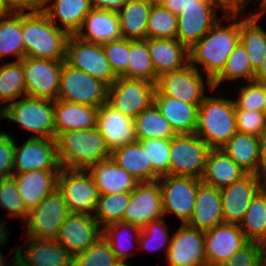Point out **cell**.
Returning <instances> with one entry per match:
<instances>
[{"label":"cell","mask_w":266,"mask_h":266,"mask_svg":"<svg viewBox=\"0 0 266 266\" xmlns=\"http://www.w3.org/2000/svg\"><path fill=\"white\" fill-rule=\"evenodd\" d=\"M28 249L15 248L16 254L30 266H73L74 257L55 239H33ZM22 250V251H21Z\"/></svg>","instance_id":"25"},{"label":"cell","mask_w":266,"mask_h":266,"mask_svg":"<svg viewBox=\"0 0 266 266\" xmlns=\"http://www.w3.org/2000/svg\"><path fill=\"white\" fill-rule=\"evenodd\" d=\"M115 266H129L127 262H120L119 264Z\"/></svg>","instance_id":"70"},{"label":"cell","mask_w":266,"mask_h":266,"mask_svg":"<svg viewBox=\"0 0 266 266\" xmlns=\"http://www.w3.org/2000/svg\"><path fill=\"white\" fill-rule=\"evenodd\" d=\"M120 262L109 243L101 237L74 257L73 266H115Z\"/></svg>","instance_id":"46"},{"label":"cell","mask_w":266,"mask_h":266,"mask_svg":"<svg viewBox=\"0 0 266 266\" xmlns=\"http://www.w3.org/2000/svg\"><path fill=\"white\" fill-rule=\"evenodd\" d=\"M259 190L260 182L254 174H246L229 186L220 189L223 222L239 225L252 198Z\"/></svg>","instance_id":"21"},{"label":"cell","mask_w":266,"mask_h":266,"mask_svg":"<svg viewBox=\"0 0 266 266\" xmlns=\"http://www.w3.org/2000/svg\"><path fill=\"white\" fill-rule=\"evenodd\" d=\"M69 36L42 9L22 13L24 57L65 61Z\"/></svg>","instance_id":"1"},{"label":"cell","mask_w":266,"mask_h":266,"mask_svg":"<svg viewBox=\"0 0 266 266\" xmlns=\"http://www.w3.org/2000/svg\"><path fill=\"white\" fill-rule=\"evenodd\" d=\"M14 139L7 133L0 135V179L13 176Z\"/></svg>","instance_id":"54"},{"label":"cell","mask_w":266,"mask_h":266,"mask_svg":"<svg viewBox=\"0 0 266 266\" xmlns=\"http://www.w3.org/2000/svg\"><path fill=\"white\" fill-rule=\"evenodd\" d=\"M158 182L161 190L163 214L173 213L182 224H187L192 217L201 179L167 174L160 176Z\"/></svg>","instance_id":"13"},{"label":"cell","mask_w":266,"mask_h":266,"mask_svg":"<svg viewBox=\"0 0 266 266\" xmlns=\"http://www.w3.org/2000/svg\"><path fill=\"white\" fill-rule=\"evenodd\" d=\"M166 228L168 229L163 218L148 222L146 227L141 230L138 244L148 251L158 250L165 246L167 253L171 244V238H169Z\"/></svg>","instance_id":"49"},{"label":"cell","mask_w":266,"mask_h":266,"mask_svg":"<svg viewBox=\"0 0 266 266\" xmlns=\"http://www.w3.org/2000/svg\"><path fill=\"white\" fill-rule=\"evenodd\" d=\"M246 174L222 149H210L201 182L222 189Z\"/></svg>","instance_id":"32"},{"label":"cell","mask_w":266,"mask_h":266,"mask_svg":"<svg viewBox=\"0 0 266 266\" xmlns=\"http://www.w3.org/2000/svg\"><path fill=\"white\" fill-rule=\"evenodd\" d=\"M260 261L259 244L256 242H249L221 266H256Z\"/></svg>","instance_id":"53"},{"label":"cell","mask_w":266,"mask_h":266,"mask_svg":"<svg viewBox=\"0 0 266 266\" xmlns=\"http://www.w3.org/2000/svg\"><path fill=\"white\" fill-rule=\"evenodd\" d=\"M14 139L13 174L34 170H61L55 138L30 137L21 146Z\"/></svg>","instance_id":"15"},{"label":"cell","mask_w":266,"mask_h":266,"mask_svg":"<svg viewBox=\"0 0 266 266\" xmlns=\"http://www.w3.org/2000/svg\"><path fill=\"white\" fill-rule=\"evenodd\" d=\"M10 14V12L4 7L2 1L0 0V17Z\"/></svg>","instance_id":"64"},{"label":"cell","mask_w":266,"mask_h":266,"mask_svg":"<svg viewBox=\"0 0 266 266\" xmlns=\"http://www.w3.org/2000/svg\"><path fill=\"white\" fill-rule=\"evenodd\" d=\"M237 131L258 137L266 136L264 112L235 109Z\"/></svg>","instance_id":"52"},{"label":"cell","mask_w":266,"mask_h":266,"mask_svg":"<svg viewBox=\"0 0 266 266\" xmlns=\"http://www.w3.org/2000/svg\"><path fill=\"white\" fill-rule=\"evenodd\" d=\"M152 3L143 0H128L117 12L122 37L128 40L147 39V23Z\"/></svg>","instance_id":"35"},{"label":"cell","mask_w":266,"mask_h":266,"mask_svg":"<svg viewBox=\"0 0 266 266\" xmlns=\"http://www.w3.org/2000/svg\"><path fill=\"white\" fill-rule=\"evenodd\" d=\"M259 8H261V12H259L258 14L261 16V15H263V12L266 11V0L261 1V5Z\"/></svg>","instance_id":"65"},{"label":"cell","mask_w":266,"mask_h":266,"mask_svg":"<svg viewBox=\"0 0 266 266\" xmlns=\"http://www.w3.org/2000/svg\"><path fill=\"white\" fill-rule=\"evenodd\" d=\"M69 214L66 201L56 188L29 212L25 220L26 238L55 239Z\"/></svg>","instance_id":"12"},{"label":"cell","mask_w":266,"mask_h":266,"mask_svg":"<svg viewBox=\"0 0 266 266\" xmlns=\"http://www.w3.org/2000/svg\"><path fill=\"white\" fill-rule=\"evenodd\" d=\"M234 100L206 96L198 107V135L211 149H220L235 133Z\"/></svg>","instance_id":"4"},{"label":"cell","mask_w":266,"mask_h":266,"mask_svg":"<svg viewBox=\"0 0 266 266\" xmlns=\"http://www.w3.org/2000/svg\"><path fill=\"white\" fill-rule=\"evenodd\" d=\"M205 231L182 224L171 237L166 253L169 266H207Z\"/></svg>","instance_id":"19"},{"label":"cell","mask_w":266,"mask_h":266,"mask_svg":"<svg viewBox=\"0 0 266 266\" xmlns=\"http://www.w3.org/2000/svg\"><path fill=\"white\" fill-rule=\"evenodd\" d=\"M206 84L213 91L212 80L204 84L200 71L188 63L181 69L160 75L154 95H166L188 104L200 105L206 97Z\"/></svg>","instance_id":"9"},{"label":"cell","mask_w":266,"mask_h":266,"mask_svg":"<svg viewBox=\"0 0 266 266\" xmlns=\"http://www.w3.org/2000/svg\"><path fill=\"white\" fill-rule=\"evenodd\" d=\"M93 215L70 213L61 225L55 240L75 257L96 243L103 235Z\"/></svg>","instance_id":"18"},{"label":"cell","mask_w":266,"mask_h":266,"mask_svg":"<svg viewBox=\"0 0 266 266\" xmlns=\"http://www.w3.org/2000/svg\"><path fill=\"white\" fill-rule=\"evenodd\" d=\"M41 9L56 27H59L57 22H60L62 30L75 35L92 7L89 0H54L49 6L42 5Z\"/></svg>","instance_id":"33"},{"label":"cell","mask_w":266,"mask_h":266,"mask_svg":"<svg viewBox=\"0 0 266 266\" xmlns=\"http://www.w3.org/2000/svg\"><path fill=\"white\" fill-rule=\"evenodd\" d=\"M55 139L61 168L86 170L110 158L111 151L97 127L63 132Z\"/></svg>","instance_id":"3"},{"label":"cell","mask_w":266,"mask_h":266,"mask_svg":"<svg viewBox=\"0 0 266 266\" xmlns=\"http://www.w3.org/2000/svg\"><path fill=\"white\" fill-rule=\"evenodd\" d=\"M86 170L91 175L99 195L132 192L139 183L111 158L93 164Z\"/></svg>","instance_id":"26"},{"label":"cell","mask_w":266,"mask_h":266,"mask_svg":"<svg viewBox=\"0 0 266 266\" xmlns=\"http://www.w3.org/2000/svg\"><path fill=\"white\" fill-rule=\"evenodd\" d=\"M2 253L0 251V266H8L9 265V262L6 263V260H4V257H2Z\"/></svg>","instance_id":"66"},{"label":"cell","mask_w":266,"mask_h":266,"mask_svg":"<svg viewBox=\"0 0 266 266\" xmlns=\"http://www.w3.org/2000/svg\"><path fill=\"white\" fill-rule=\"evenodd\" d=\"M147 47L158 77L189 63V50L176 39L147 38Z\"/></svg>","instance_id":"28"},{"label":"cell","mask_w":266,"mask_h":266,"mask_svg":"<svg viewBox=\"0 0 266 266\" xmlns=\"http://www.w3.org/2000/svg\"><path fill=\"white\" fill-rule=\"evenodd\" d=\"M210 147L195 133L170 139V175L201 179Z\"/></svg>","instance_id":"7"},{"label":"cell","mask_w":266,"mask_h":266,"mask_svg":"<svg viewBox=\"0 0 266 266\" xmlns=\"http://www.w3.org/2000/svg\"><path fill=\"white\" fill-rule=\"evenodd\" d=\"M264 116H265V121H266V108H265V111H264Z\"/></svg>","instance_id":"72"},{"label":"cell","mask_w":266,"mask_h":266,"mask_svg":"<svg viewBox=\"0 0 266 266\" xmlns=\"http://www.w3.org/2000/svg\"><path fill=\"white\" fill-rule=\"evenodd\" d=\"M127 78L151 81L156 84L158 76L147 47V39L130 40Z\"/></svg>","instance_id":"41"},{"label":"cell","mask_w":266,"mask_h":266,"mask_svg":"<svg viewBox=\"0 0 266 266\" xmlns=\"http://www.w3.org/2000/svg\"><path fill=\"white\" fill-rule=\"evenodd\" d=\"M50 0H42V5H47Z\"/></svg>","instance_id":"71"},{"label":"cell","mask_w":266,"mask_h":266,"mask_svg":"<svg viewBox=\"0 0 266 266\" xmlns=\"http://www.w3.org/2000/svg\"><path fill=\"white\" fill-rule=\"evenodd\" d=\"M256 266H262L261 261Z\"/></svg>","instance_id":"73"},{"label":"cell","mask_w":266,"mask_h":266,"mask_svg":"<svg viewBox=\"0 0 266 266\" xmlns=\"http://www.w3.org/2000/svg\"><path fill=\"white\" fill-rule=\"evenodd\" d=\"M222 223L224 222L220 189L201 182L198 185L192 217L187 225L206 231Z\"/></svg>","instance_id":"24"},{"label":"cell","mask_w":266,"mask_h":266,"mask_svg":"<svg viewBox=\"0 0 266 266\" xmlns=\"http://www.w3.org/2000/svg\"><path fill=\"white\" fill-rule=\"evenodd\" d=\"M94 9L118 12L128 0H89Z\"/></svg>","instance_id":"57"},{"label":"cell","mask_w":266,"mask_h":266,"mask_svg":"<svg viewBox=\"0 0 266 266\" xmlns=\"http://www.w3.org/2000/svg\"><path fill=\"white\" fill-rule=\"evenodd\" d=\"M0 206L7 210V215L20 218L23 223L28 217L30 211L20 196L17 183L13 177L0 179Z\"/></svg>","instance_id":"47"},{"label":"cell","mask_w":266,"mask_h":266,"mask_svg":"<svg viewBox=\"0 0 266 266\" xmlns=\"http://www.w3.org/2000/svg\"><path fill=\"white\" fill-rule=\"evenodd\" d=\"M219 3L227 12L241 11L251 0H214Z\"/></svg>","instance_id":"59"},{"label":"cell","mask_w":266,"mask_h":266,"mask_svg":"<svg viewBox=\"0 0 266 266\" xmlns=\"http://www.w3.org/2000/svg\"><path fill=\"white\" fill-rule=\"evenodd\" d=\"M177 15L160 4H153L148 15L147 38L176 39Z\"/></svg>","instance_id":"45"},{"label":"cell","mask_w":266,"mask_h":266,"mask_svg":"<svg viewBox=\"0 0 266 266\" xmlns=\"http://www.w3.org/2000/svg\"><path fill=\"white\" fill-rule=\"evenodd\" d=\"M65 62L109 86L118 78L105 56L102 44L84 41L76 35L69 36Z\"/></svg>","instance_id":"14"},{"label":"cell","mask_w":266,"mask_h":266,"mask_svg":"<svg viewBox=\"0 0 266 266\" xmlns=\"http://www.w3.org/2000/svg\"><path fill=\"white\" fill-rule=\"evenodd\" d=\"M55 100L24 96L3 108L4 118L18 123L37 138H56ZM37 133V134H36Z\"/></svg>","instance_id":"5"},{"label":"cell","mask_w":266,"mask_h":266,"mask_svg":"<svg viewBox=\"0 0 266 266\" xmlns=\"http://www.w3.org/2000/svg\"><path fill=\"white\" fill-rule=\"evenodd\" d=\"M155 83L118 77L108 89L107 103L122 114L135 119L154 103Z\"/></svg>","instance_id":"11"},{"label":"cell","mask_w":266,"mask_h":266,"mask_svg":"<svg viewBox=\"0 0 266 266\" xmlns=\"http://www.w3.org/2000/svg\"><path fill=\"white\" fill-rule=\"evenodd\" d=\"M154 104L177 134L195 133L199 105L166 95H154Z\"/></svg>","instance_id":"31"},{"label":"cell","mask_w":266,"mask_h":266,"mask_svg":"<svg viewBox=\"0 0 266 266\" xmlns=\"http://www.w3.org/2000/svg\"><path fill=\"white\" fill-rule=\"evenodd\" d=\"M199 2H216L214 0H161L160 5L172 13L178 15L182 10L190 6H199Z\"/></svg>","instance_id":"56"},{"label":"cell","mask_w":266,"mask_h":266,"mask_svg":"<svg viewBox=\"0 0 266 266\" xmlns=\"http://www.w3.org/2000/svg\"><path fill=\"white\" fill-rule=\"evenodd\" d=\"M13 252H14V258H13V262H9V265L8 266H30L28 265L26 262H24L17 254H16V250L13 249Z\"/></svg>","instance_id":"63"},{"label":"cell","mask_w":266,"mask_h":266,"mask_svg":"<svg viewBox=\"0 0 266 266\" xmlns=\"http://www.w3.org/2000/svg\"><path fill=\"white\" fill-rule=\"evenodd\" d=\"M254 176L258 179L260 184L266 181V136L263 137L261 142L259 164Z\"/></svg>","instance_id":"58"},{"label":"cell","mask_w":266,"mask_h":266,"mask_svg":"<svg viewBox=\"0 0 266 266\" xmlns=\"http://www.w3.org/2000/svg\"><path fill=\"white\" fill-rule=\"evenodd\" d=\"M136 141L147 139H171L177 135L166 118L153 103L135 119Z\"/></svg>","instance_id":"37"},{"label":"cell","mask_w":266,"mask_h":266,"mask_svg":"<svg viewBox=\"0 0 266 266\" xmlns=\"http://www.w3.org/2000/svg\"><path fill=\"white\" fill-rule=\"evenodd\" d=\"M240 87L239 97L234 100L235 109L261 111L266 108V88L264 84L251 81Z\"/></svg>","instance_id":"51"},{"label":"cell","mask_w":266,"mask_h":266,"mask_svg":"<svg viewBox=\"0 0 266 266\" xmlns=\"http://www.w3.org/2000/svg\"><path fill=\"white\" fill-rule=\"evenodd\" d=\"M105 56L117 77L127 78L130 40L121 38L102 44Z\"/></svg>","instance_id":"50"},{"label":"cell","mask_w":266,"mask_h":266,"mask_svg":"<svg viewBox=\"0 0 266 266\" xmlns=\"http://www.w3.org/2000/svg\"><path fill=\"white\" fill-rule=\"evenodd\" d=\"M239 227L249 242L266 240V195L261 189L252 198Z\"/></svg>","instance_id":"39"},{"label":"cell","mask_w":266,"mask_h":266,"mask_svg":"<svg viewBox=\"0 0 266 266\" xmlns=\"http://www.w3.org/2000/svg\"><path fill=\"white\" fill-rule=\"evenodd\" d=\"M260 189H261V191L266 195V181H263V182L260 184Z\"/></svg>","instance_id":"67"},{"label":"cell","mask_w":266,"mask_h":266,"mask_svg":"<svg viewBox=\"0 0 266 266\" xmlns=\"http://www.w3.org/2000/svg\"><path fill=\"white\" fill-rule=\"evenodd\" d=\"M57 189L62 193L70 213L93 215L99 192L91 175L84 169L61 168Z\"/></svg>","instance_id":"10"},{"label":"cell","mask_w":266,"mask_h":266,"mask_svg":"<svg viewBox=\"0 0 266 266\" xmlns=\"http://www.w3.org/2000/svg\"><path fill=\"white\" fill-rule=\"evenodd\" d=\"M75 35L84 41L96 44L123 38L118 13L92 8Z\"/></svg>","instance_id":"23"},{"label":"cell","mask_w":266,"mask_h":266,"mask_svg":"<svg viewBox=\"0 0 266 266\" xmlns=\"http://www.w3.org/2000/svg\"><path fill=\"white\" fill-rule=\"evenodd\" d=\"M27 95L23 73V60L13 61L0 66V106L5 108L6 102L13 101Z\"/></svg>","instance_id":"40"},{"label":"cell","mask_w":266,"mask_h":266,"mask_svg":"<svg viewBox=\"0 0 266 266\" xmlns=\"http://www.w3.org/2000/svg\"><path fill=\"white\" fill-rule=\"evenodd\" d=\"M98 108L55 100L54 120L56 136L63 132L89 130L97 127Z\"/></svg>","instance_id":"29"},{"label":"cell","mask_w":266,"mask_h":266,"mask_svg":"<svg viewBox=\"0 0 266 266\" xmlns=\"http://www.w3.org/2000/svg\"><path fill=\"white\" fill-rule=\"evenodd\" d=\"M97 128L110 151L136 141L134 119L107 102L98 108Z\"/></svg>","instance_id":"22"},{"label":"cell","mask_w":266,"mask_h":266,"mask_svg":"<svg viewBox=\"0 0 266 266\" xmlns=\"http://www.w3.org/2000/svg\"><path fill=\"white\" fill-rule=\"evenodd\" d=\"M260 247V259L262 266H266V240L260 241L259 243Z\"/></svg>","instance_id":"62"},{"label":"cell","mask_w":266,"mask_h":266,"mask_svg":"<svg viewBox=\"0 0 266 266\" xmlns=\"http://www.w3.org/2000/svg\"><path fill=\"white\" fill-rule=\"evenodd\" d=\"M218 5L225 18L238 19L241 11L227 12L217 2H199V6L187 7L177 15L176 40L188 50L191 49L218 21Z\"/></svg>","instance_id":"8"},{"label":"cell","mask_w":266,"mask_h":266,"mask_svg":"<svg viewBox=\"0 0 266 266\" xmlns=\"http://www.w3.org/2000/svg\"><path fill=\"white\" fill-rule=\"evenodd\" d=\"M146 150L148 163L160 175L170 174V139L138 140Z\"/></svg>","instance_id":"48"},{"label":"cell","mask_w":266,"mask_h":266,"mask_svg":"<svg viewBox=\"0 0 266 266\" xmlns=\"http://www.w3.org/2000/svg\"><path fill=\"white\" fill-rule=\"evenodd\" d=\"M164 216L158 180L138 183L131 192L122 222L131 223L143 230L147 223Z\"/></svg>","instance_id":"17"},{"label":"cell","mask_w":266,"mask_h":266,"mask_svg":"<svg viewBox=\"0 0 266 266\" xmlns=\"http://www.w3.org/2000/svg\"><path fill=\"white\" fill-rule=\"evenodd\" d=\"M260 15L251 13L240 21V42L248 52V59L254 72L266 55V31L259 25Z\"/></svg>","instance_id":"36"},{"label":"cell","mask_w":266,"mask_h":266,"mask_svg":"<svg viewBox=\"0 0 266 266\" xmlns=\"http://www.w3.org/2000/svg\"><path fill=\"white\" fill-rule=\"evenodd\" d=\"M0 120L2 119V118H4V113H3V109L0 107ZM4 132H0V135L1 134H3Z\"/></svg>","instance_id":"69"},{"label":"cell","mask_w":266,"mask_h":266,"mask_svg":"<svg viewBox=\"0 0 266 266\" xmlns=\"http://www.w3.org/2000/svg\"><path fill=\"white\" fill-rule=\"evenodd\" d=\"M207 266H221L249 241L238 224L222 223L205 231Z\"/></svg>","instance_id":"20"},{"label":"cell","mask_w":266,"mask_h":266,"mask_svg":"<svg viewBox=\"0 0 266 266\" xmlns=\"http://www.w3.org/2000/svg\"><path fill=\"white\" fill-rule=\"evenodd\" d=\"M109 85L63 61L57 100L99 108L107 102Z\"/></svg>","instance_id":"6"},{"label":"cell","mask_w":266,"mask_h":266,"mask_svg":"<svg viewBox=\"0 0 266 266\" xmlns=\"http://www.w3.org/2000/svg\"><path fill=\"white\" fill-rule=\"evenodd\" d=\"M60 170H34L13 174L20 196L29 211L57 188V177Z\"/></svg>","instance_id":"27"},{"label":"cell","mask_w":266,"mask_h":266,"mask_svg":"<svg viewBox=\"0 0 266 266\" xmlns=\"http://www.w3.org/2000/svg\"><path fill=\"white\" fill-rule=\"evenodd\" d=\"M110 158L139 183L157 181L160 175L148 163L146 150L139 141L126 144L111 151Z\"/></svg>","instance_id":"30"},{"label":"cell","mask_w":266,"mask_h":266,"mask_svg":"<svg viewBox=\"0 0 266 266\" xmlns=\"http://www.w3.org/2000/svg\"><path fill=\"white\" fill-rule=\"evenodd\" d=\"M254 76L255 72L248 59V52L243 44L239 42L228 57L222 71L212 80V84L213 88L216 89V87L224 80L232 81L239 78H244L248 83L254 80Z\"/></svg>","instance_id":"42"},{"label":"cell","mask_w":266,"mask_h":266,"mask_svg":"<svg viewBox=\"0 0 266 266\" xmlns=\"http://www.w3.org/2000/svg\"><path fill=\"white\" fill-rule=\"evenodd\" d=\"M240 42V21L222 25L220 20L189 49V63L202 64L206 80H213L224 68L226 61Z\"/></svg>","instance_id":"2"},{"label":"cell","mask_w":266,"mask_h":266,"mask_svg":"<svg viewBox=\"0 0 266 266\" xmlns=\"http://www.w3.org/2000/svg\"><path fill=\"white\" fill-rule=\"evenodd\" d=\"M4 7L10 13H24L25 10L30 12L41 9L42 0H1Z\"/></svg>","instance_id":"55"},{"label":"cell","mask_w":266,"mask_h":266,"mask_svg":"<svg viewBox=\"0 0 266 266\" xmlns=\"http://www.w3.org/2000/svg\"><path fill=\"white\" fill-rule=\"evenodd\" d=\"M131 192L99 195L93 217L101 227L123 220Z\"/></svg>","instance_id":"44"},{"label":"cell","mask_w":266,"mask_h":266,"mask_svg":"<svg viewBox=\"0 0 266 266\" xmlns=\"http://www.w3.org/2000/svg\"><path fill=\"white\" fill-rule=\"evenodd\" d=\"M102 230H103L102 237L109 243V245L111 246V249L117 256V258L121 262H126L127 258L131 255L129 251H131L130 248L132 246V244L130 245V243H127V241L129 242L131 239L132 240L135 239L137 242L136 245H138V239H139L141 230L135 227L131 223H126L122 221L108 224L104 228H102ZM121 230L123 232H121ZM128 232L129 233L131 232L132 234H128ZM124 233L128 235L129 237H131V239L126 235L124 236L123 235ZM128 246H130V248Z\"/></svg>","instance_id":"43"},{"label":"cell","mask_w":266,"mask_h":266,"mask_svg":"<svg viewBox=\"0 0 266 266\" xmlns=\"http://www.w3.org/2000/svg\"><path fill=\"white\" fill-rule=\"evenodd\" d=\"M5 222L3 221H0V245L3 246L8 238H9V235L7 234L8 232L5 231L6 229V226H5Z\"/></svg>","instance_id":"61"},{"label":"cell","mask_w":266,"mask_h":266,"mask_svg":"<svg viewBox=\"0 0 266 266\" xmlns=\"http://www.w3.org/2000/svg\"><path fill=\"white\" fill-rule=\"evenodd\" d=\"M27 96L57 100L63 61L24 57Z\"/></svg>","instance_id":"16"},{"label":"cell","mask_w":266,"mask_h":266,"mask_svg":"<svg viewBox=\"0 0 266 266\" xmlns=\"http://www.w3.org/2000/svg\"><path fill=\"white\" fill-rule=\"evenodd\" d=\"M262 139L237 131L220 149L247 174H254L259 164Z\"/></svg>","instance_id":"34"},{"label":"cell","mask_w":266,"mask_h":266,"mask_svg":"<svg viewBox=\"0 0 266 266\" xmlns=\"http://www.w3.org/2000/svg\"><path fill=\"white\" fill-rule=\"evenodd\" d=\"M143 1H147V2H150L152 4H159L161 0H143Z\"/></svg>","instance_id":"68"},{"label":"cell","mask_w":266,"mask_h":266,"mask_svg":"<svg viewBox=\"0 0 266 266\" xmlns=\"http://www.w3.org/2000/svg\"><path fill=\"white\" fill-rule=\"evenodd\" d=\"M253 81L261 84L266 83V55L259 69L255 72Z\"/></svg>","instance_id":"60"},{"label":"cell","mask_w":266,"mask_h":266,"mask_svg":"<svg viewBox=\"0 0 266 266\" xmlns=\"http://www.w3.org/2000/svg\"><path fill=\"white\" fill-rule=\"evenodd\" d=\"M11 54L16 56V61L24 58L22 13H10L0 17V59Z\"/></svg>","instance_id":"38"}]
</instances>
